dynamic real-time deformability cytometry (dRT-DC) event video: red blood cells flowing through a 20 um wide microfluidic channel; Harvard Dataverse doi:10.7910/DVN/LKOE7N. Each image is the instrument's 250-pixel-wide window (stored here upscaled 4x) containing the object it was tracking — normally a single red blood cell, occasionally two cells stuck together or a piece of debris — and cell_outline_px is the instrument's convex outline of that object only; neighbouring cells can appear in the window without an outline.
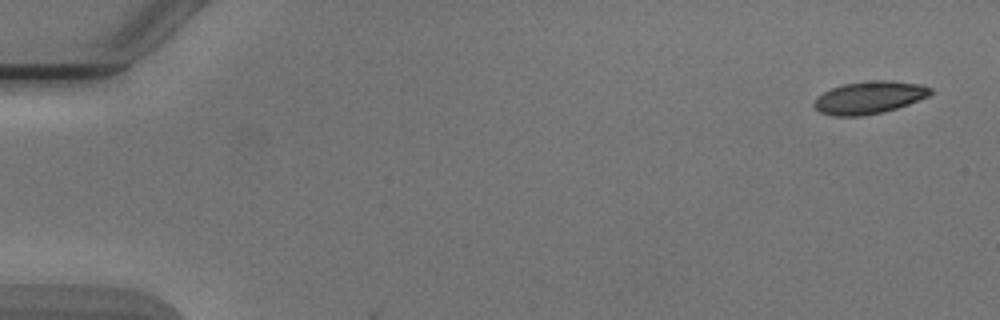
{"species": "Egyptian fruit bat (a non-hibernating species)", "species_latin": "Rousettus aegyptiacus", "temperature_condition": "cold", "stored_images_in_passage": 4, "camera_frame_rate_fps": 3000, "um_per_image_px": 0.085, "animal": {"sex": "male"}, "frame": {"image": 1, "passage_image": 1, "time_ms": 0.0, "image_size_px": [1000, 320], "cell_outline_px": [[936, 92], [928, 96], [908, 104], [884, 112], [860, 116], [832, 116], [820, 112], [812, 104], [816, 96], [832, 88], [844, 84], [876, 80], [884, 80], [920, 84], [932, 88]], "centroid_in_image_um": [73.89, 8.3], "position_along_channel_um": 11.1, "area_um2": 22.02}}